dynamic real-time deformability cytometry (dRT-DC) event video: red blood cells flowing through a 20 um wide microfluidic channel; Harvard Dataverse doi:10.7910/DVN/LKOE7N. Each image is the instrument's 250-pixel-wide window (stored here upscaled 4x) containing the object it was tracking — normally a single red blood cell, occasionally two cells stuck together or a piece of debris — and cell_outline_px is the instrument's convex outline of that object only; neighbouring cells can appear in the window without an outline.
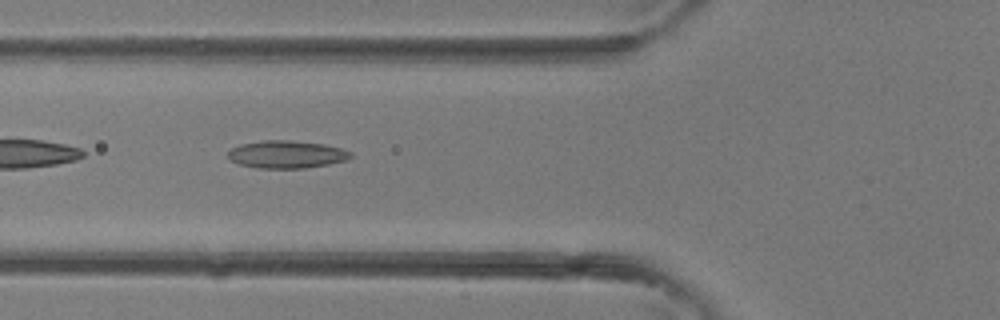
{"species": "common noctule bat (a hibernating species)", "species_latin": "Nyctalus noctula", "temperature_condition": "room temperature", "stored_images_in_passage": 5, "camera_frame_rate_fps": 3000, "um_per_image_px": 0.085, "animal": {"sex": "female"}, "frame": {"image": 1, "passage_image": 5, "time_ms": 1.333, "image_size_px": [1000, 320], "cell_outline_px": [[352, 156], [348, 160], [328, 164], [304, 168], [260, 168], [240, 164], [232, 160], [228, 156], [228, 152], [232, 148], [240, 144], [264, 140], [288, 140], [324, 144], [340, 148], [352, 152]], "centroid_in_image_um": [24.39, 13.12], "position_along_channel_um": 101.4, "area_um2": 19.59}}